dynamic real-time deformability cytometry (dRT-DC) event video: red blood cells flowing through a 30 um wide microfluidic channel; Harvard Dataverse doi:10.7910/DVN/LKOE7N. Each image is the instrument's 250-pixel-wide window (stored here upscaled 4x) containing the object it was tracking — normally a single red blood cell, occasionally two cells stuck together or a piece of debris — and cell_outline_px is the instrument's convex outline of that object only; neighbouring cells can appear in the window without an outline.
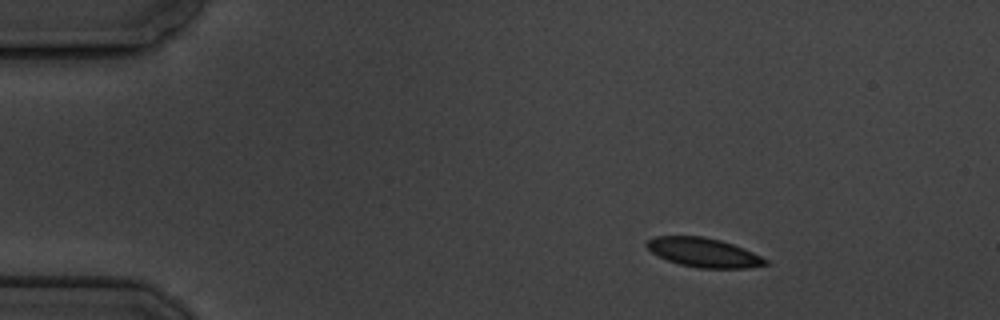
{"species": "common noctule bat (a hibernating species)", "species_latin": "Nyctalus noctula", "temperature_condition": "cold", "stored_images_in_passage": 9, "camera_frame_rate_fps": 3000, "um_per_image_px": 0.085, "animal": {"sex": "male", "body_mass_g": 19.5, "forearm_length_mm": 54.6}, "frame": {"image": 1, "passage_image": 2, "time_ms": 1.0, "image_size_px": [1000, 320], "cell_outline_px": [[768, 264], [748, 268], [696, 268], [680, 264], [668, 260], [652, 252], [644, 244], [648, 240], [656, 236], [704, 236], [720, 240], [744, 248], [768, 260]], "centroid_in_image_um": [59.81, 21.46], "position_along_channel_um": 25.2, "area_um2": 20.06}}
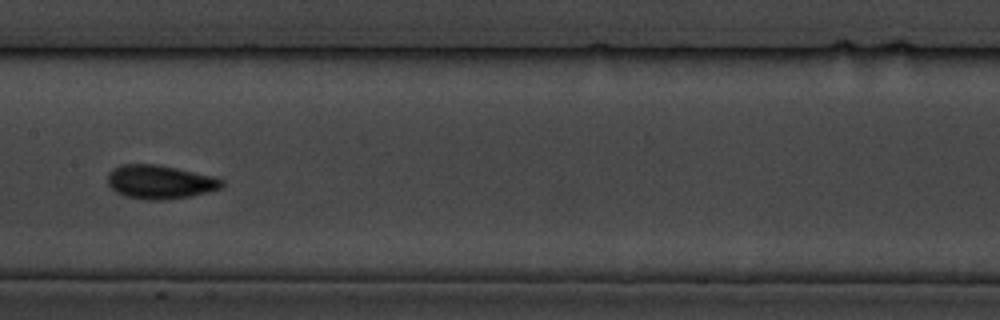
{"frame": {"image": 2, "passage_image": 8, "time_ms": 8.0, "image_size_px": [1000, 320], "cell_outline_px": [[224, 188], [192, 196], [164, 200], [148, 200], [124, 196], [116, 192], [108, 184], [108, 172], [112, 168], [120, 164], [156, 164], [216, 176], [224, 180]], "centroid_in_image_um": [13.63, 15.46], "position_along_channel_um": 193.8, "area_um2": 22.83}}
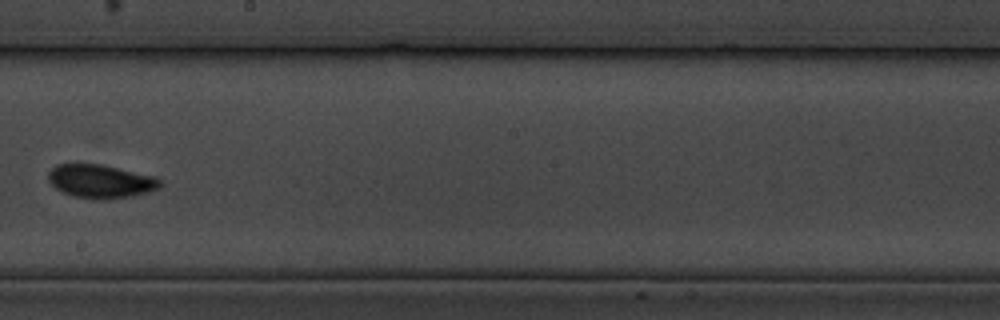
{"frame": {"image": 3, "passage_image": 9, "time_ms": 9.333, "image_size_px": [1000, 320], "cell_outline_px": [[160, 188], [148, 192], [132, 196], [108, 200], [92, 200], [72, 196], [60, 192], [48, 180], [48, 172], [56, 164], [76, 160], [100, 164], [156, 176], [160, 180]], "centroid_in_image_um": [8.49, 15.38], "position_along_channel_um": 239.7, "area_um2": 22.77}}